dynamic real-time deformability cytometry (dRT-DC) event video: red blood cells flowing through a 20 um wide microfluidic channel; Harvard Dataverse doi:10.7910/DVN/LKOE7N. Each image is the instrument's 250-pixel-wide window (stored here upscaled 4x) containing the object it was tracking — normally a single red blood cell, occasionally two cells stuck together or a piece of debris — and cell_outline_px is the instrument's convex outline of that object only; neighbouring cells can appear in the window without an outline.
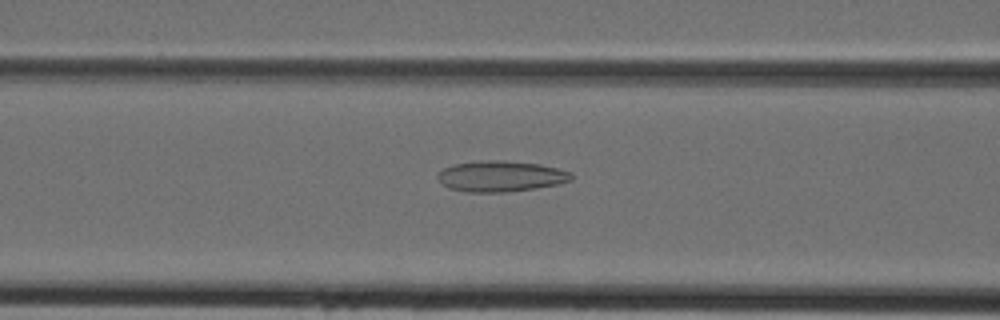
{"species": "Egyptian fruit bat (a non-hibernating species)", "species_latin": "Rousettus aegyptiacus", "temperature_condition": "cold", "stored_images_in_passage": 44, "camera_frame_rate_fps": 3000, "um_per_image_px": 0.085, "animal": {"sex": "female"}, "frame": {"image": 1, "passage_image": 18, "time_ms": 5.667, "image_size_px": [1000, 320], "cell_outline_px": [[572, 180], [560, 184], [536, 188], [504, 192], [468, 192], [448, 188], [436, 176], [444, 168], [456, 164], [488, 160], [496, 160], [540, 164], [572, 172]], "centroid_in_image_um": [42.6, 14.99], "position_along_channel_um": 124.0, "area_um2": 23.76}}
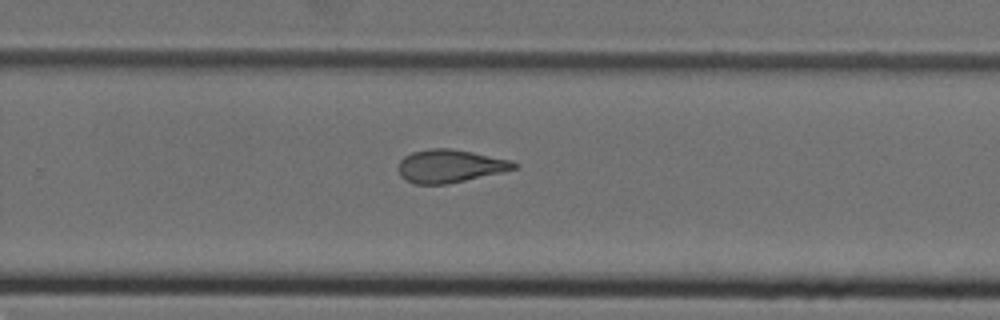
{"frame": {"image": 2, "passage_image": 29, "time_ms": 9.333, "image_size_px": [1000, 320], "cell_outline_px": [[516, 168], [500, 172], [448, 184], [412, 184], [404, 180], [400, 176], [400, 160], [404, 156], [412, 152], [432, 148], [448, 148], [472, 152], [512, 160], [516, 164]], "centroid_in_image_um": [38.21, 14.12], "position_along_channel_um": 291.6, "area_um2": 22.02}}
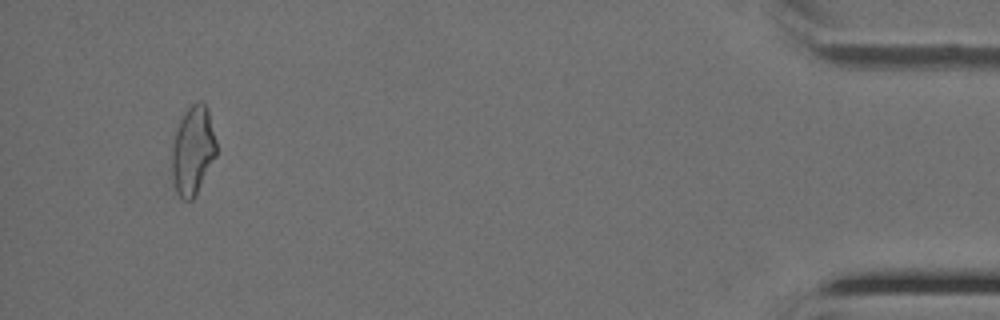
{"frame": {"image": 3, "passage_image": 42, "time_ms": 13.667, "image_size_px": [1000, 320], "cell_outline_px": [[216, 156], [192, 200], [184, 200], [176, 192], [172, 180], [172, 148], [176, 132], [180, 120], [184, 112], [196, 100], [204, 100], [208, 108], [216, 140]], "centroid_in_image_um": [16.4, 12.74], "position_along_channel_um": 418.8, "area_um2": 22.95}}